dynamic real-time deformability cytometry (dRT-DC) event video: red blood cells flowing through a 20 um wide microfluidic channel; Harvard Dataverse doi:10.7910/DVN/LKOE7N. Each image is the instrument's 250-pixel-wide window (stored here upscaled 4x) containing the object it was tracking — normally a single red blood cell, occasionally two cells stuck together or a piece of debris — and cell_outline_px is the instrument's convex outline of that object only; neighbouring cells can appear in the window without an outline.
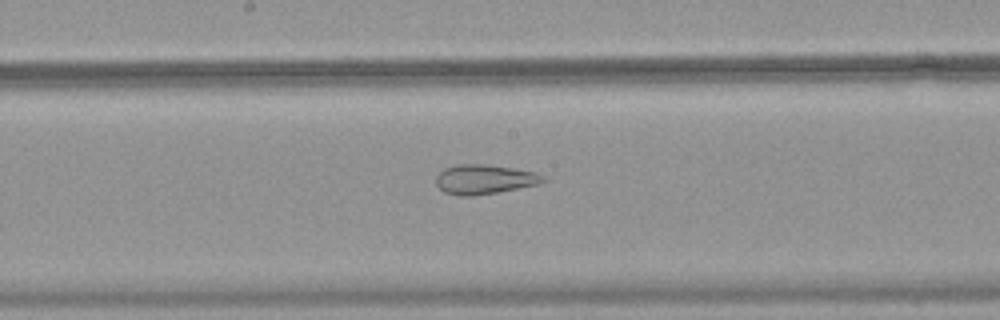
{"species": "common noctule bat (a hibernating species)", "species_latin": "Nyctalus noctula", "temperature_condition": "warm", "stored_images_in_passage": 52, "camera_frame_rate_fps": 3000, "um_per_image_px": 0.085, "animal": {"sex": "female", "body_mass_g": 18.4}, "frame": {"image": 1, "passage_image": 28, "time_ms": 9.0, "image_size_px": [1000, 320], "cell_outline_px": [[548, 180], [540, 184], [496, 192], [472, 196], [460, 196], [444, 192], [436, 184], [436, 176], [444, 168], [456, 164], [488, 164], [536, 172], [544, 176]], "centroid_in_image_um": [41.18, 15.23], "position_along_channel_um": 207.0, "area_um2": 18.5}}
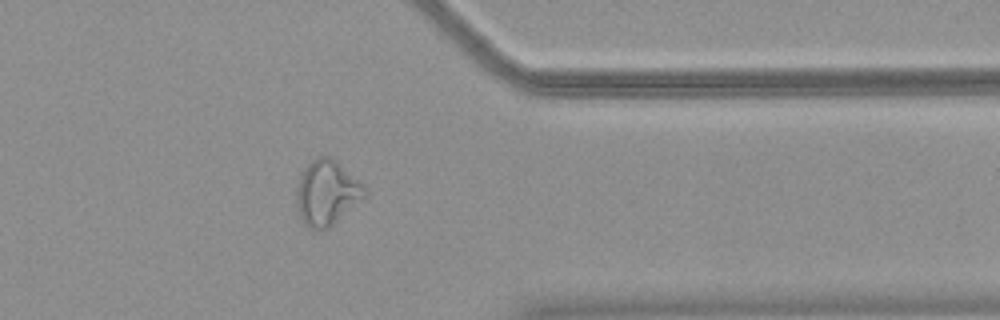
{"frame": {"image": 2, "passage_image": 42, "time_ms": 13.667, "image_size_px": [1000, 320], "cell_outline_px": [[368, 196], [332, 224], [324, 228], [308, 228], [300, 220], [296, 208], [296, 188], [300, 176], [304, 168], [312, 160], [320, 156], [332, 156], [360, 180], [364, 184], [368, 192]], "centroid_in_image_um": [27.79, 16.36], "position_along_channel_um": 383.6, "area_um2": 26.13}}
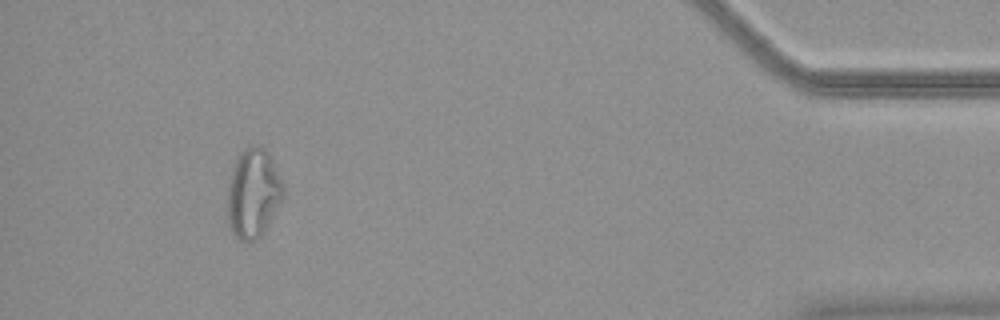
{"frame": {"image": 3, "passage_image": 48, "time_ms": 15.667, "image_size_px": [1000, 320], "cell_outline_px": [[284, 192], [264, 232], [256, 240], [240, 240], [228, 228], [228, 184], [232, 168], [240, 152], [248, 144], [256, 144], [264, 148], [272, 160], [284, 184]], "centroid_in_image_um": [21.5, 16.39], "position_along_channel_um": 413.7, "area_um2": 28.84}}